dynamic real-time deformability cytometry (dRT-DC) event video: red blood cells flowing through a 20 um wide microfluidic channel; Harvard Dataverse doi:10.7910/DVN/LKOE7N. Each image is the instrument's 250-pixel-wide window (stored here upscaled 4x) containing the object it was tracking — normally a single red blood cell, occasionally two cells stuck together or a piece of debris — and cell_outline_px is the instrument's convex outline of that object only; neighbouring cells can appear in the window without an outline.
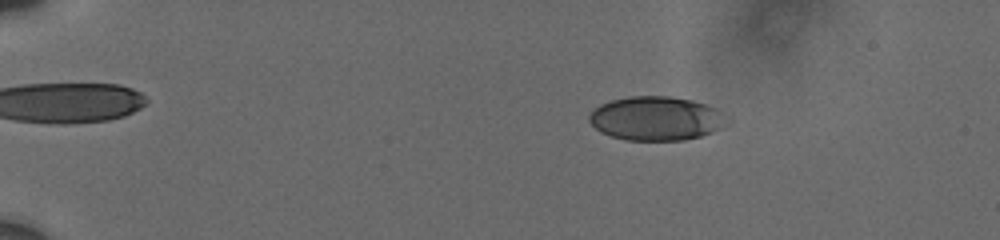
{"species": "human", "species_latin": "Homo sapiens", "temperature_condition": "cold", "stored_images_in_passage": 6, "camera_frame_rate_fps": 3000, "um_per_image_px": 0.085, "donor": {"sex": "male"}, "frame": {"image": 1, "passage_image": 1, "time_ms": 0.0, "image_size_px": [1000, 240], "cell_outline_px": [[720, 128], [712, 132], [700, 136], [684, 140], [624, 140], [600, 132], [588, 120], [588, 116], [600, 104], [612, 100], [628, 96], [672, 96], [692, 100], [708, 104], [712, 108]], "centroid_in_image_um": [55.6, 10.06], "position_along_channel_um": 29.4, "area_um2": 34.22}}
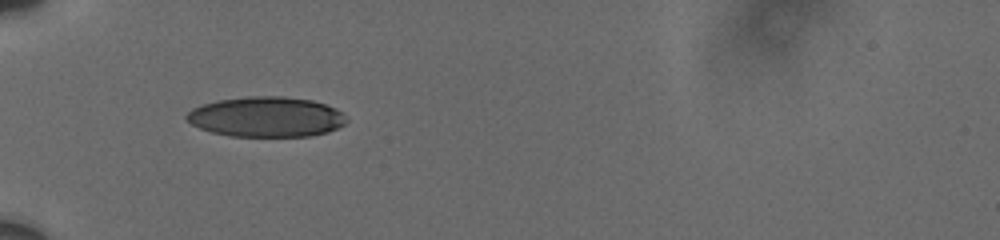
{"frame": {"image": 2, "passage_image": 5, "time_ms": 3.333, "image_size_px": [1000, 240], "cell_outline_px": [[348, 120], [344, 124], [328, 132], [308, 136], [228, 136], [212, 132], [200, 128], [192, 124], [184, 116], [192, 108], [204, 104], [220, 100], [248, 96], [280, 96], [312, 100], [336, 108]], "centroid_in_image_um": [22.63, 9.93], "position_along_channel_um": 62.4, "area_um2": 37.22}}